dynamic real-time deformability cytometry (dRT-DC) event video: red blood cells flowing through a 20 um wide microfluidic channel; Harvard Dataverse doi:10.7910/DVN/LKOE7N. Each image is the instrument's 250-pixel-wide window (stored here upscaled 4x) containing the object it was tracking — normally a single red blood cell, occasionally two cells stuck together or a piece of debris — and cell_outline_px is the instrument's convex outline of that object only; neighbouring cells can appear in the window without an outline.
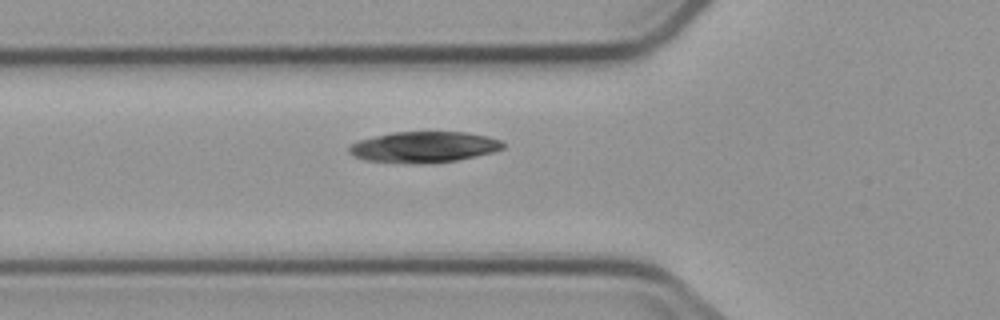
{"species": "common noctule bat (a hibernating species)", "species_latin": "Nyctalus noctula", "temperature_condition": "cold", "stored_images_in_passage": 4, "camera_frame_rate_fps": 3000, "um_per_image_px": 0.085, "animal": {"sex": "male", "body_mass_g": 23.1, "forearm_length_mm": 52.7}, "frame": {"image": 1, "passage_image": 4, "time_ms": 4.333, "image_size_px": [1000, 320], "cell_outline_px": [[504, 148], [492, 152], [476, 156], [456, 160], [420, 164], [364, 160], [352, 156], [348, 152], [348, 148], [352, 144], [360, 140], [392, 132], [468, 132], [488, 136], [500, 140], [504, 144]], "centroid_in_image_um": [36.03, 12.5], "position_along_channel_um": 89.8, "area_um2": 27.69}}